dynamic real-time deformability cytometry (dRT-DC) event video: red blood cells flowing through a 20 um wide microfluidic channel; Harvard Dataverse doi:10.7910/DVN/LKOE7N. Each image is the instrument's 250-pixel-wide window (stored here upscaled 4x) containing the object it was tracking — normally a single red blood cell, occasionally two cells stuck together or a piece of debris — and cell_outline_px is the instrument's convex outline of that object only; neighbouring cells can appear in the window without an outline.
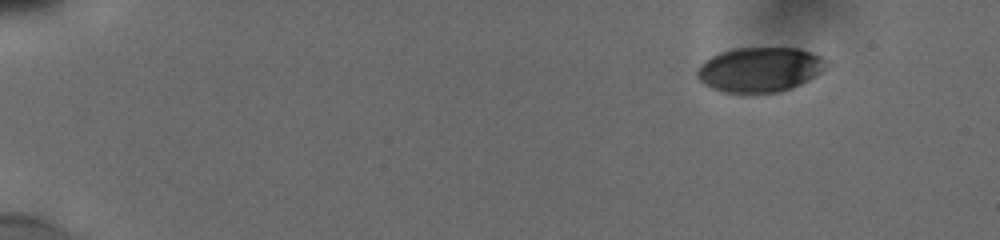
{"species": "human", "species_latin": "Homo sapiens", "temperature_condition": "cold", "stored_images_in_passage": 64, "camera_frame_rate_fps": 3000, "um_per_image_px": 0.085, "donor": {"sex": "male"}, "frame": {"image": 1, "passage_image": 1, "time_ms": 0.0, "image_size_px": [1000, 240], "cell_outline_px": [[820, 72], [808, 80], [780, 92], [724, 92], [712, 88], [704, 84], [696, 76], [696, 68], [704, 60], [720, 52], [736, 48], [800, 48], [820, 56]], "centroid_in_image_um": [64.46, 5.91], "position_along_channel_um": 20.5, "area_um2": 32.95}}
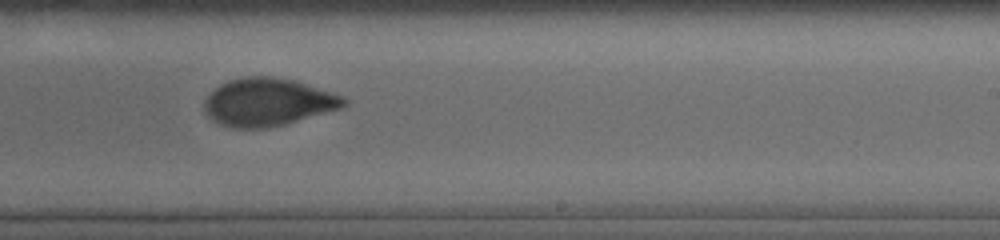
{"frame": {"image": 2, "passage_image": 36, "time_ms": 10.0, "image_size_px": [1000, 240], "cell_outline_px": [[348, 104], [340, 108], [284, 124], [268, 128], [228, 128], [212, 120], [208, 116], [204, 108], [204, 100], [220, 84], [232, 80], [248, 76], [268, 76], [292, 80], [344, 96], [348, 100]], "centroid_in_image_um": [22.75, 8.69], "position_along_channel_um": 266.2, "area_um2": 38.44}}
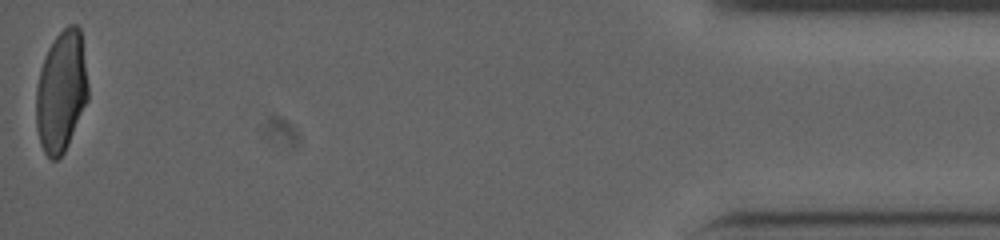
{"frame": {"image": 3, "passage_image": 64, "time_ms": 16.333, "image_size_px": [1000, 240], "cell_outline_px": [[88, 100], [68, 144], [64, 152], [56, 160], [52, 160], [44, 152], [40, 144], [36, 128], [36, 88], [40, 68], [48, 48], [56, 36], [68, 24], [76, 24], [80, 28], [88, 84]], "centroid_in_image_um": [5.2, 7.78], "position_along_channel_um": 430.0, "area_um2": 36.76}, "authors_computed_cell_mechanics": {"area_um2": 37.5411, "velocity_mm_per_s": 3.8416, "shape_relaxation_time_tau1_ms": 7.3505, "shape_relaxation_time_tau2_ms": 1.3157, "deformation_change_tau1": 0.2142, "deformation_change_tau2": 0.0594}}